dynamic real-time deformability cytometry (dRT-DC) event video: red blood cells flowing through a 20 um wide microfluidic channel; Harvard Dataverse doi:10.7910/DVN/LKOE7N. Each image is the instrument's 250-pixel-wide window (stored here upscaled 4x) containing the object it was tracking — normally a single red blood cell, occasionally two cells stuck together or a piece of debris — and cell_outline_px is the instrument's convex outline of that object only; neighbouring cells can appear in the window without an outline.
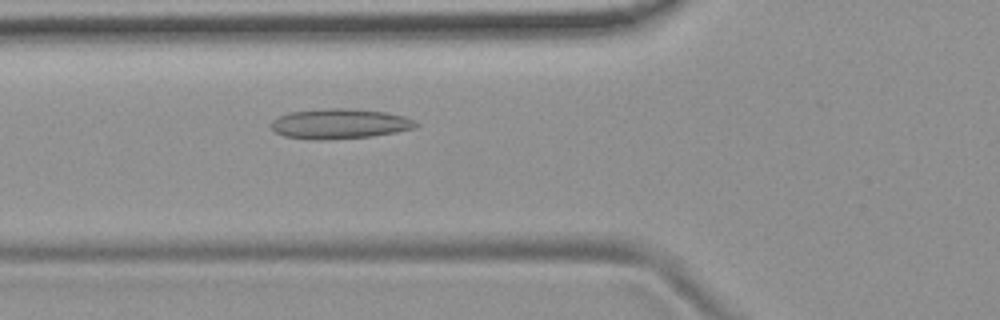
{"species": "common noctule bat (a hibernating species)", "species_latin": "Nyctalus noctula", "temperature_condition": "room temperature", "stored_images_in_passage": 53, "camera_frame_rate_fps": 3000, "um_per_image_px": 0.085, "animal": {"sex": "female", "body_mass_g": 19.9}, "frame": {"image": 1, "passage_image": 19, "time_ms": 6.0, "image_size_px": [1000, 320], "cell_outline_px": [[420, 124], [412, 128], [396, 132], [368, 136], [320, 140], [284, 136], [276, 132], [272, 128], [272, 120], [288, 112], [324, 108], [352, 108], [388, 112], [404, 116], [416, 120]], "centroid_in_image_um": [28.89, 10.5], "position_along_channel_um": 96.9, "area_um2": 25.26}}
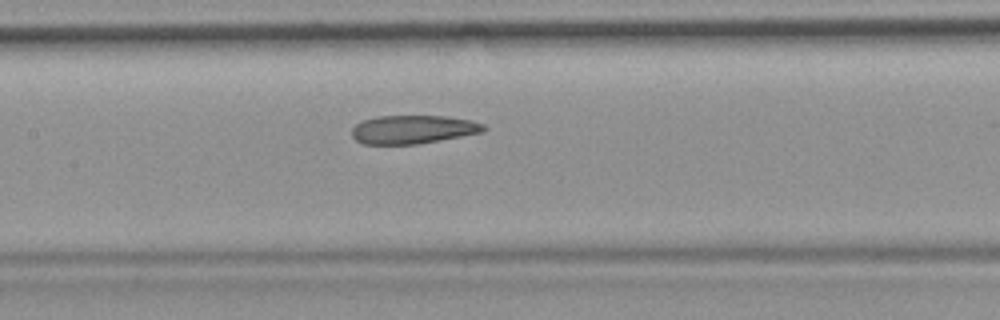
{"frame": {"image": 2, "passage_image": 25, "time_ms": 8.0, "image_size_px": [1000, 320], "cell_outline_px": [[488, 128], [484, 132], [416, 144], [364, 144], [356, 140], [352, 136], [352, 128], [360, 120], [376, 116], [448, 116], [472, 120], [484, 124]], "centroid_in_image_um": [35.11, 10.99], "position_along_channel_um": 172.3, "area_um2": 22.02}}
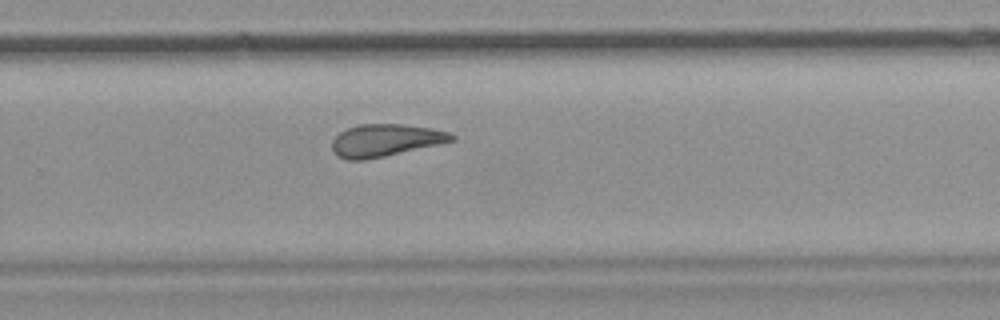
{"frame": {"image": 3, "passage_image": 35, "time_ms": 11.333, "image_size_px": [1000, 320], "cell_outline_px": [[456, 140], [384, 156], [364, 160], [348, 160], [336, 156], [332, 152], [332, 140], [340, 132], [348, 128], [360, 124], [400, 124], [432, 128], [448, 132], [456, 136]], "centroid_in_image_um": [32.73, 11.93], "position_along_channel_um": 297.1, "area_um2": 22.43}, "authors_computed_cell_mechanics": {"area_um2": 23.698, "velocity_mm_per_s": 3.765, "shape_relaxation_time_tau1_ms": null, "shape_relaxation_time_tau2_ms": 2.5791, "deformation_change_tau1": null, "deformation_change_tau2": 0.1068}}